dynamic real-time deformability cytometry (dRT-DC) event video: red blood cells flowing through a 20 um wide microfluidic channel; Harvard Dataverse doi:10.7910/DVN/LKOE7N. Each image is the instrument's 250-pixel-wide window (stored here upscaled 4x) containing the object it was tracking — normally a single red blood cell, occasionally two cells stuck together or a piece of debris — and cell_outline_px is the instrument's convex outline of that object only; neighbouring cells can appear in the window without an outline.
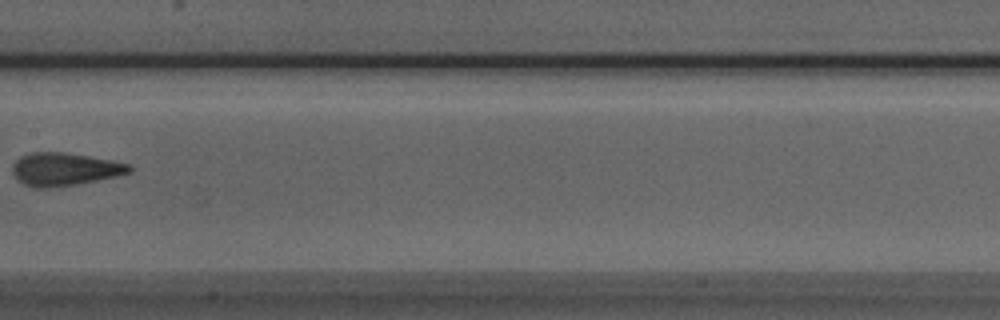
{"species": "Egyptian fruit bat (a non-hibernating species)", "species_latin": "Rousettus aegyptiacus", "temperature_condition": "room temperature", "stored_images_in_passage": 8, "camera_frame_rate_fps": 3000, "um_per_image_px": 0.085, "animal": {"sex": "male"}, "frame": {"image": 1, "passage_image": 7, "time_ms": 2.0, "image_size_px": [1000, 320], "cell_outline_px": [[132, 172], [116, 176], [76, 184], [48, 188], [32, 188], [16, 180], [12, 172], [12, 164], [20, 156], [32, 152], [64, 152], [112, 160], [128, 164], [132, 168]], "centroid_in_image_um": [5.44, 14.38], "position_along_channel_um": 202.0, "area_um2": 22.48}}
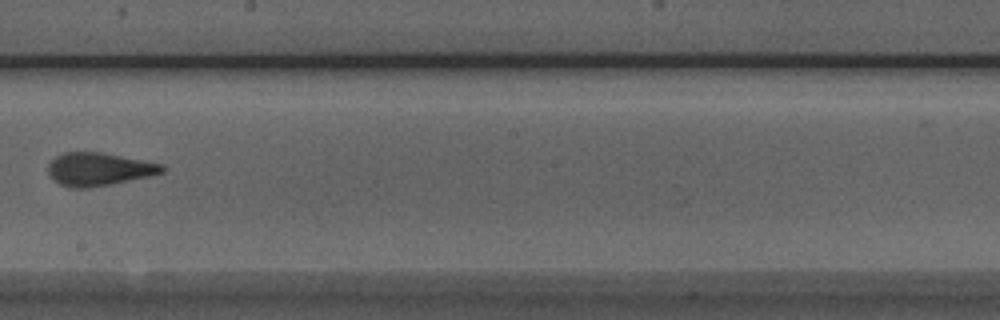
{"frame": {"image": 2, "passage_image": 8, "time_ms": 2.333, "image_size_px": [1000, 320], "cell_outline_px": [[164, 172], [152, 176], [88, 188], [68, 188], [60, 184], [48, 172], [48, 164], [56, 156], [64, 152], [104, 152], [164, 164]], "centroid_in_image_um": [8.44, 14.37], "position_along_channel_um": 239.8, "area_um2": 22.02}}